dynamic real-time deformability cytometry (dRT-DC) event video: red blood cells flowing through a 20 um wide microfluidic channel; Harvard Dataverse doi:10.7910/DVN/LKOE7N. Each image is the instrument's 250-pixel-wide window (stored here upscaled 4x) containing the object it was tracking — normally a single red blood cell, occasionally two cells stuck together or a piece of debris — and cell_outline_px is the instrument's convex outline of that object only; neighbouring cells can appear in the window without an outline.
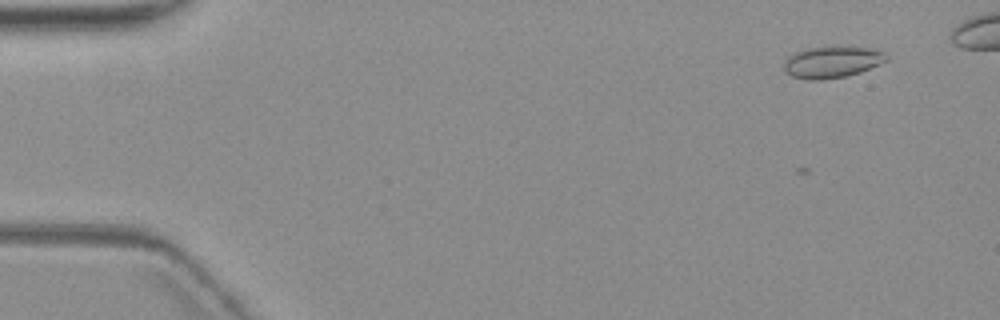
{"species": "common noctule bat (a hibernating species)", "species_latin": "Nyctalus noctula", "temperature_condition": "warm", "stored_images_in_passage": 5, "camera_frame_rate_fps": 3000, "um_per_image_px": 0.085, "animal": {"sex": "female", "body_mass_g": 19.3, "forearm_length_mm": 54.1}, "frame": {"image": 1, "passage_image": 1, "time_ms": 0.0, "image_size_px": [1000, 320], "cell_outline_px": [[888, 60], [880, 64], [860, 72], [848, 76], [824, 80], [808, 80], [792, 76], [784, 72], [784, 60], [792, 52], [808, 48], [832, 44], [868, 48], [884, 52], [888, 56]], "centroid_in_image_um": [70.7, 5.25], "position_along_channel_um": 14.3, "area_um2": 19.59}}